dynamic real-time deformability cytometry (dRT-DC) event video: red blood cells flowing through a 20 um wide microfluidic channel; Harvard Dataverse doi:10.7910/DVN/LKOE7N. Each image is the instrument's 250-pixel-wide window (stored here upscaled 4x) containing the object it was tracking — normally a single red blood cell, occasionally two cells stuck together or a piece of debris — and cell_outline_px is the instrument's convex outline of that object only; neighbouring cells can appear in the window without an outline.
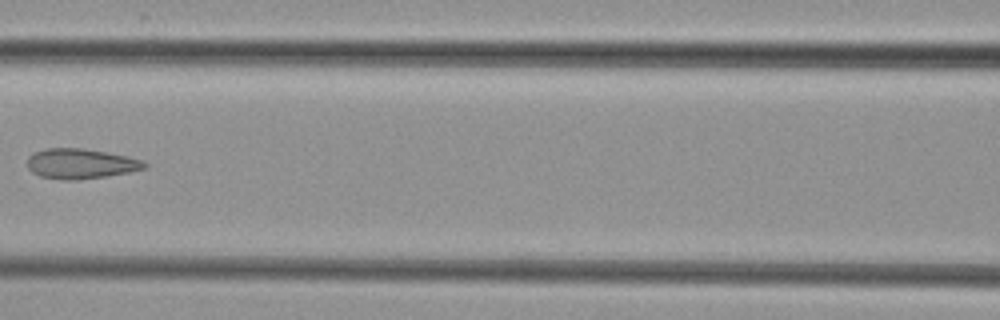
{"species": "common noctule bat (a hibernating species)", "species_latin": "Nyctalus noctula", "temperature_condition": "cold", "stored_images_in_passage": 3, "camera_frame_rate_fps": 3000, "um_per_image_px": 0.085, "animal": {"sex": "female", "body_mass_g": 29.2, "forearm_length_mm": 56.3}, "frame": {"image": 1, "passage_image": 3, "time_ms": 2.333, "image_size_px": [1000, 320], "cell_outline_px": [[148, 164], [144, 168], [128, 172], [108, 176], [72, 180], [60, 180], [40, 176], [32, 172], [28, 168], [28, 156], [32, 152], [44, 148], [84, 148], [128, 156], [144, 160]], "centroid_in_image_um": [6.84, 13.9], "position_along_channel_um": 159.8, "area_um2": 20.69}}